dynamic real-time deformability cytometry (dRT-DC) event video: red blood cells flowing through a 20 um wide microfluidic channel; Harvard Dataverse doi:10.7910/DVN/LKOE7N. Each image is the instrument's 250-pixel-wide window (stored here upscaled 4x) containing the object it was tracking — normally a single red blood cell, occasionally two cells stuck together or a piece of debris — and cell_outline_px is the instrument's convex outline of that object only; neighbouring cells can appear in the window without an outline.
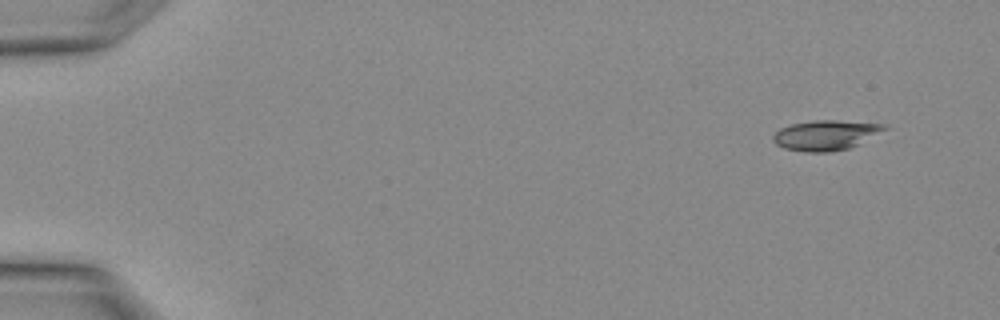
{"species": "Egyptian fruit bat (a non-hibernating species)", "species_latin": "Rousettus aegyptiacus", "temperature_condition": "warm", "stored_images_in_passage": 3, "camera_frame_rate_fps": 3000, "um_per_image_px": 0.085, "animal": {"sex": "female"}, "frame": {"image": 1, "passage_image": 1, "time_ms": 0.0, "image_size_px": [1000, 320], "cell_outline_px": [[892, 128], [848, 148], [828, 152], [804, 152], [784, 148], [776, 144], [772, 140], [772, 136], [780, 128], [792, 124], [816, 120], [836, 120], [884, 124]], "centroid_in_image_um": [70.2, 11.48], "position_along_channel_um": 14.8, "area_um2": 19.48}}
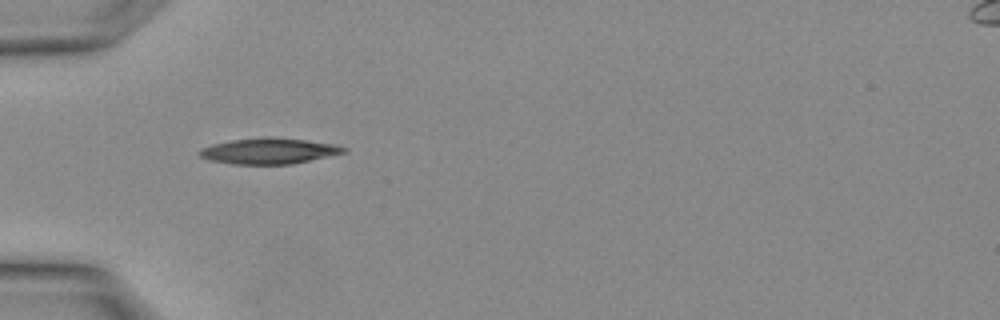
{"frame": {"image": 2, "passage_image": 3, "time_ms": 0.667, "image_size_px": [1000, 320], "cell_outline_px": [[348, 152], [292, 164], [232, 164], [208, 160], [200, 156], [196, 152], [200, 148], [212, 144], [232, 140], [264, 136], [268, 136], [304, 140], [336, 144], [348, 148]], "centroid_in_image_um": [22.85, 12.83], "position_along_channel_um": 62.1, "area_um2": 21.96}}